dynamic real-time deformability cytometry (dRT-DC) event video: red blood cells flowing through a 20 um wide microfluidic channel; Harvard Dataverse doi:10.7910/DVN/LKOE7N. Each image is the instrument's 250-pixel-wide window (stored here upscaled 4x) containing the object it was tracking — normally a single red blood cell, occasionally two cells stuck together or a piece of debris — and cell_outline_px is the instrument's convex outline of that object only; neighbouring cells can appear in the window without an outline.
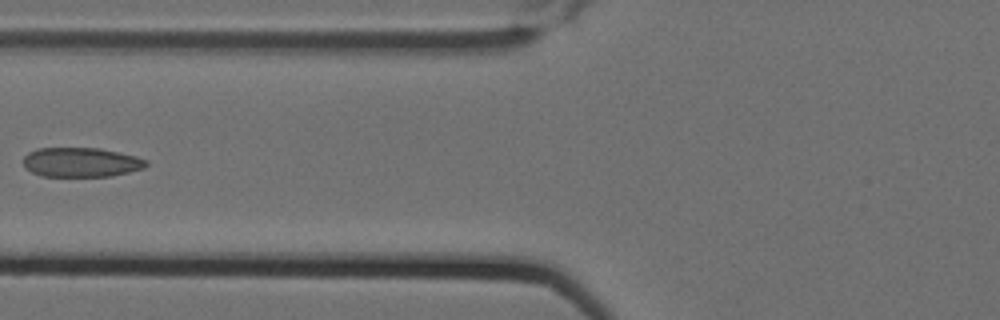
{"species": "Egyptian fruit bat (a non-hibernating species)", "species_latin": "Rousettus aegyptiacus", "temperature_condition": "cold", "stored_images_in_passage": 5, "camera_frame_rate_fps": 3000, "um_per_image_px": 0.085, "animal": {"sex": "female"}, "frame": {"image": 1, "passage_image": 5, "time_ms": 1.333, "image_size_px": [1000, 320], "cell_outline_px": [[148, 164], [144, 168], [112, 176], [40, 176], [24, 168], [24, 156], [28, 152], [36, 148], [100, 148], [136, 156], [148, 160]], "centroid_in_image_um": [6.88, 13.79], "position_along_channel_um": 118.9, "area_um2": 21.21}}